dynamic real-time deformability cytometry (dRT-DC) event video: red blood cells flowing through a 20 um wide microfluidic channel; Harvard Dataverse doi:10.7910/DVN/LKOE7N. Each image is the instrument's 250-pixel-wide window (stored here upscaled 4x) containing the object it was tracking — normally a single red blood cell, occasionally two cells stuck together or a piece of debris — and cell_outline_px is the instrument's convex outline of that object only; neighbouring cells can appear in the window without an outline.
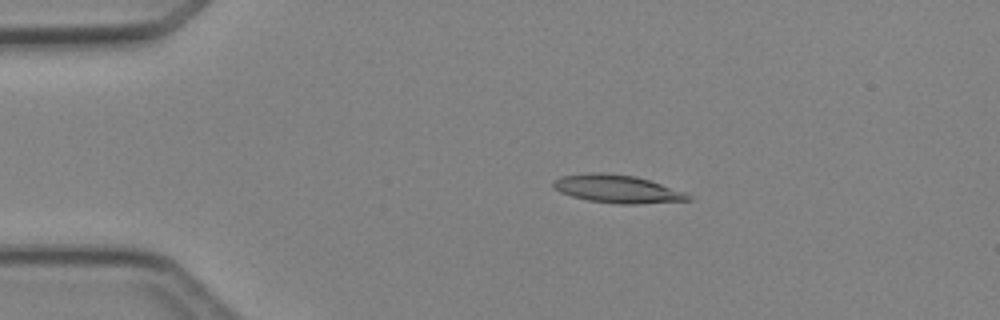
{"species": "Egyptian fruit bat (a non-hibernating species)", "species_latin": "Rousettus aegyptiacus", "temperature_condition": "cold", "stored_images_in_passage": 4, "camera_frame_rate_fps": 3000, "um_per_image_px": 0.085, "animal": {"sex": "female"}, "frame": {"image": 1, "passage_image": 3, "time_ms": 2.333, "image_size_px": [1000, 320], "cell_outline_px": [[692, 200], [636, 204], [616, 204], [588, 200], [572, 196], [560, 192], [552, 188], [552, 184], [560, 176], [584, 172], [600, 172], [636, 176], [684, 192], [692, 196]], "centroid_in_image_um": [52.43, 16.05], "position_along_channel_um": 32.6, "area_um2": 22.02}}